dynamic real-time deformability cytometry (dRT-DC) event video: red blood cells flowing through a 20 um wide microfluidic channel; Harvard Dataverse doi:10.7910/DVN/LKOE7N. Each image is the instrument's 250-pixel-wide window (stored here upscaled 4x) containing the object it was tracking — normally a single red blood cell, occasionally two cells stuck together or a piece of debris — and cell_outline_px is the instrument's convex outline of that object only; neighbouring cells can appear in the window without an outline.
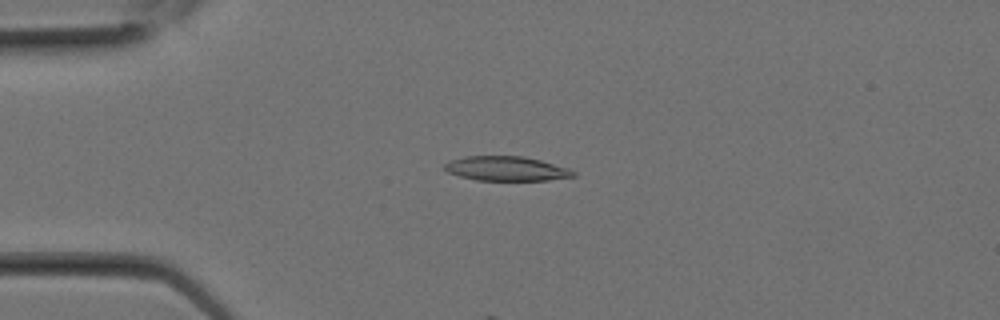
{"species": "Egyptian fruit bat (a non-hibernating species)", "species_latin": "Rousettus aegyptiacus", "temperature_condition": "room temperature", "stored_images_in_passage": 2, "camera_frame_rate_fps": 3000, "um_per_image_px": 0.085, "animal": {"sex": "female"}, "frame": {"image": 1, "passage_image": 2, "time_ms": 0.333, "image_size_px": [1000, 320], "cell_outline_px": [[576, 176], [548, 180], [476, 180], [460, 176], [448, 172], [444, 168], [444, 164], [448, 160], [464, 156], [524, 156], [540, 160], [568, 168], [576, 172]], "centroid_in_image_um": [43.02, 14.32], "position_along_channel_um": 42.0, "area_um2": 18.38}}